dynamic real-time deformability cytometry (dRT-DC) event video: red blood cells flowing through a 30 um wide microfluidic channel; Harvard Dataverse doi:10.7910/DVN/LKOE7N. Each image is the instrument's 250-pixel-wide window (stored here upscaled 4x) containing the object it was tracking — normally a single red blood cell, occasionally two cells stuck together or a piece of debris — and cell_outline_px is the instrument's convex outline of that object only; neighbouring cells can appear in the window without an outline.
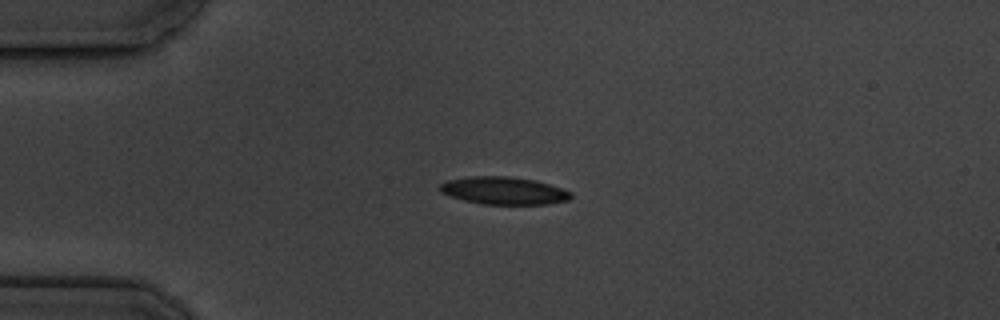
{"species": "common noctule bat (a hibernating species)", "species_latin": "Nyctalus noctula", "temperature_condition": "cold", "stored_images_in_passage": 5, "camera_frame_rate_fps": 3000, "um_per_image_px": 0.085, "animal": {"sex": "male", "body_mass_g": 19.5, "forearm_length_mm": 54.6}, "frame": {"image": 1, "passage_image": 4, "time_ms": 3.333, "image_size_px": [1000, 320], "cell_outline_px": [[572, 196], [568, 200], [548, 204], [484, 204], [464, 200], [440, 192], [440, 184], [444, 180], [472, 176], [512, 176], [536, 180], [572, 192]], "centroid_in_image_um": [42.81, 16.19], "position_along_channel_um": 42.2, "area_um2": 21.04}}